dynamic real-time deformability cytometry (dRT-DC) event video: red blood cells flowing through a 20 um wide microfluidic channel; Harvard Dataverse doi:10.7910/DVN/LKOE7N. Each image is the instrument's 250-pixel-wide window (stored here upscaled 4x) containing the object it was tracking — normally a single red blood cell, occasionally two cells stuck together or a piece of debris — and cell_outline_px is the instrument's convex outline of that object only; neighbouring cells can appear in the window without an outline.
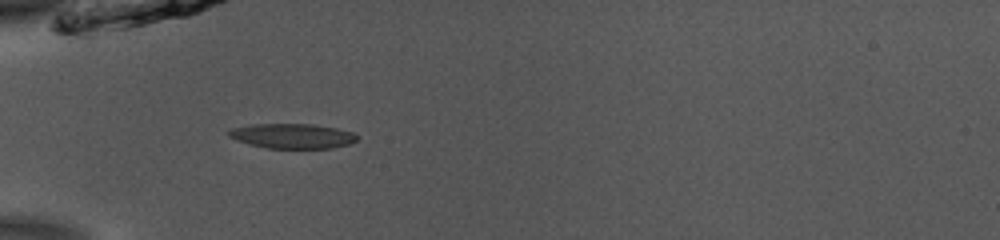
{"species": "common noctule bat (a hibernating species)", "species_latin": "Nyctalus noctula", "temperature_condition": "room temperature", "stored_images_in_passage": 37, "camera_frame_rate_fps": 3000, "um_per_image_px": 0.085, "animal": {"sex": "male", "body_mass_g": 13.0, "forearm_length_mm": 53.1}, "frame": {"image": 1, "passage_image": 2, "time_ms": 0.333, "image_size_px": [1000, 240], "cell_outline_px": [[360, 136], [356, 140], [348, 144], [332, 148], [268, 148], [236, 140], [228, 136], [228, 128], [252, 124], [312, 124], [336, 128], [352, 132]], "centroid_in_image_um": [24.84, 11.55], "position_along_channel_um": 60.2, "area_um2": 18.55}}
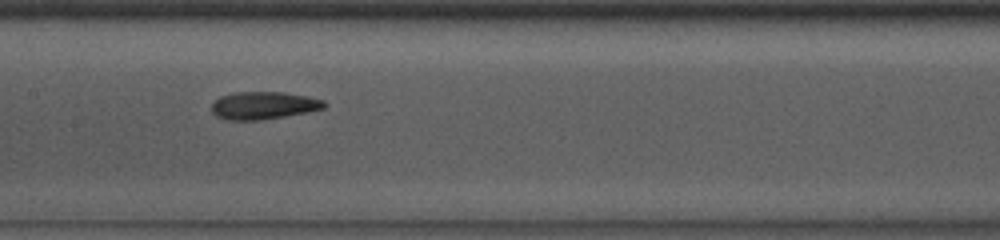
{"frame": {"image": 2, "passage_image": 12, "time_ms": 3.667, "image_size_px": [1000, 240], "cell_outline_px": [[328, 104], [324, 108], [308, 112], [260, 120], [228, 120], [216, 116], [212, 112], [212, 104], [220, 96], [232, 92], [284, 92], [308, 96], [324, 100]], "centroid_in_image_um": [22.42, 8.96], "position_along_channel_um": 185.0, "area_um2": 18.21}}
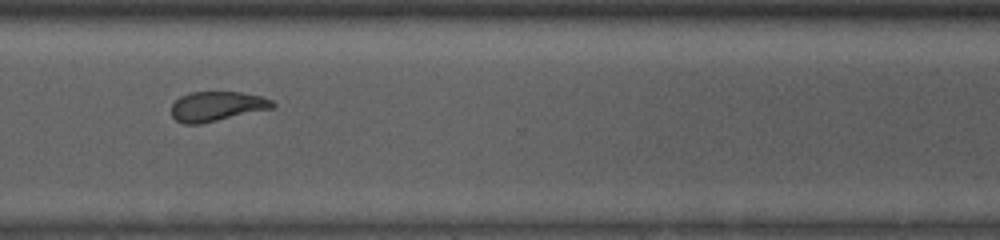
{"frame": {"image": 3, "passage_image": 25, "time_ms": 8.0, "image_size_px": [1000, 240], "cell_outline_px": [[276, 104], [272, 108], [200, 124], [184, 124], [176, 120], [172, 116], [172, 104], [180, 96], [192, 92], [240, 92], [260, 96], [272, 100]], "centroid_in_image_um": [18.41, 9.03], "position_along_channel_um": 352.2, "area_um2": 17.34}, "authors_computed_cell_mechanics": {"area_um2": 18.2648, "velocity_mm_per_s": 3.8764, "shape_relaxation_time_tau1_ms": 5.0894, "shape_relaxation_time_tau2_ms": 2.1494, "deformation_change_tau1": 0.1183, "deformation_change_tau2": 0.1017}}